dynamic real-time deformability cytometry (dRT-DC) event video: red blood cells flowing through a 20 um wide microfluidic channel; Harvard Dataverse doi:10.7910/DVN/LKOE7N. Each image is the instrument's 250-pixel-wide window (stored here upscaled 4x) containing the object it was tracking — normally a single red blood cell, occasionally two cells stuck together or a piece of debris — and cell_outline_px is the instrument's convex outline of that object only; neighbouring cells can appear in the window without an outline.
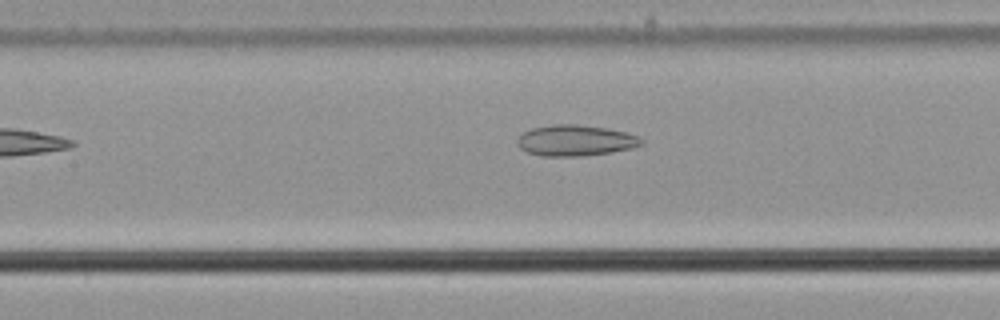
{"species": "common noctule bat (a hibernating species)", "species_latin": "Nyctalus noctula", "temperature_condition": "cold", "stored_images_in_passage": 36, "camera_frame_rate_fps": 3000, "um_per_image_px": 0.085, "animal": {"sex": "male", "body_mass_g": 21.5, "forearm_length_mm": 52.0}, "frame": {"image": 1, "passage_image": 9, "time_ms": 2.667, "image_size_px": [1000, 320], "cell_outline_px": [[644, 144], [632, 148], [612, 152], [580, 156], [540, 156], [528, 152], [520, 148], [516, 144], [516, 140], [524, 132], [532, 128], [552, 124], [576, 124], [608, 128], [640, 136], [644, 140]], "centroid_in_image_um": [48.93, 11.94], "position_along_channel_um": 158.5, "area_um2": 22.54}}
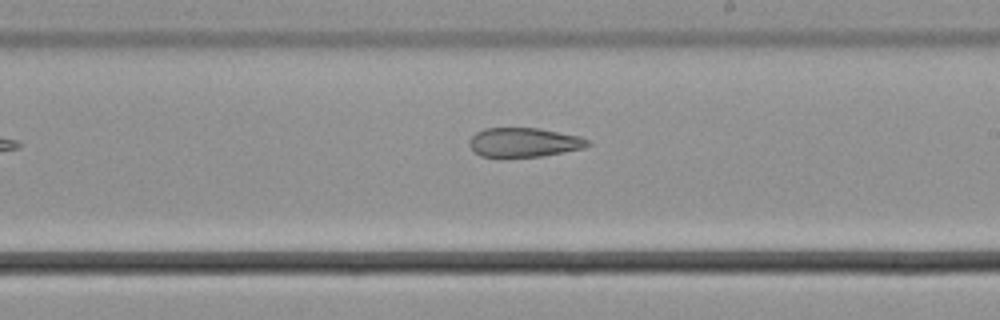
{"frame": {"image": 2, "passage_image": 16, "time_ms": 5.0, "image_size_px": [1000, 320], "cell_outline_px": [[592, 144], [584, 148], [540, 156], [480, 156], [468, 144], [468, 140], [476, 132], [484, 128], [540, 128], [580, 136], [588, 140]], "centroid_in_image_um": [44.55, 12.08], "position_along_channel_um": 244.5, "area_um2": 20.0}}
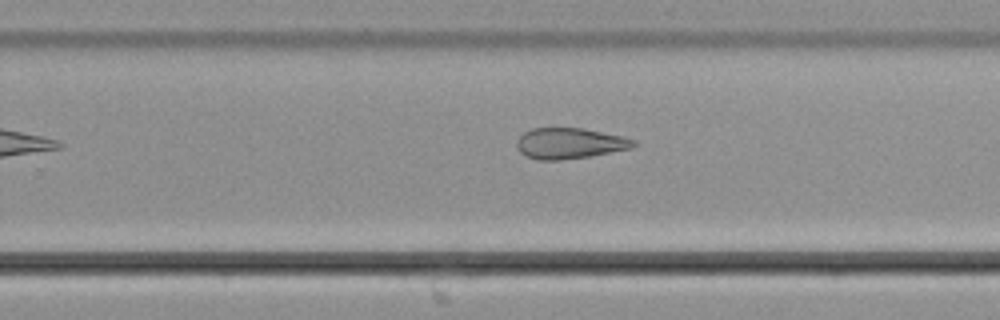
{"frame": {"image": 3, "passage_image": 19, "time_ms": 6.0, "image_size_px": [1000, 320], "cell_outline_px": [[636, 144], [632, 148], [588, 156], [560, 160], [540, 160], [524, 156], [520, 152], [516, 144], [516, 140], [524, 132], [532, 128], [584, 128], [624, 136], [636, 140]], "centroid_in_image_um": [48.41, 12.17], "position_along_channel_um": 281.4, "area_um2": 21.04}, "authors_computed_cell_mechanics": {"area_um2": 22.4553, "velocity_mm_per_s": 3.6964, "shape_relaxation_time_tau1_ms": null, "shape_relaxation_time_tau2_ms": 7.5841, "deformation_change_tau1": null, "deformation_change_tau2": 0.1816}}